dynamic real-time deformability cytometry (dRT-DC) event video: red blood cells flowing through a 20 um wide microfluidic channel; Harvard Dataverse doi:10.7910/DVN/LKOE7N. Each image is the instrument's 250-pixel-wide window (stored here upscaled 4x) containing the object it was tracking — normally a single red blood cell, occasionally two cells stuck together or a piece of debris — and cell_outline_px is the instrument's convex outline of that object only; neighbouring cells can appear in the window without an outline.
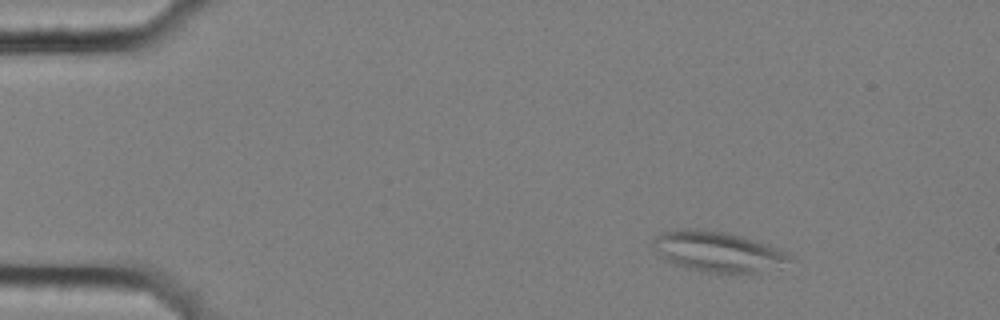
{"species": "common noctule bat (a hibernating species)", "species_latin": "Nyctalus noctula", "temperature_condition": "cold", "stored_images_in_passage": 50, "camera_frame_rate_fps": 3000, "um_per_image_px": 0.085, "animal": {"sex": "female", "body_mass_g": 25.1}, "frame": {"image": 1, "passage_image": 1, "time_ms": 0.0, "image_size_px": [1000, 320], "cell_outline_px": [[796, 260], [780, 268], [760, 272], [704, 272], [688, 268], [676, 264], [660, 256], [652, 244], [652, 240], [660, 232], [696, 228], [700, 228], [728, 232], [768, 244], [792, 256]], "centroid_in_image_um": [61.07, 21.38], "position_along_channel_um": 23.9, "area_um2": 32.19}}
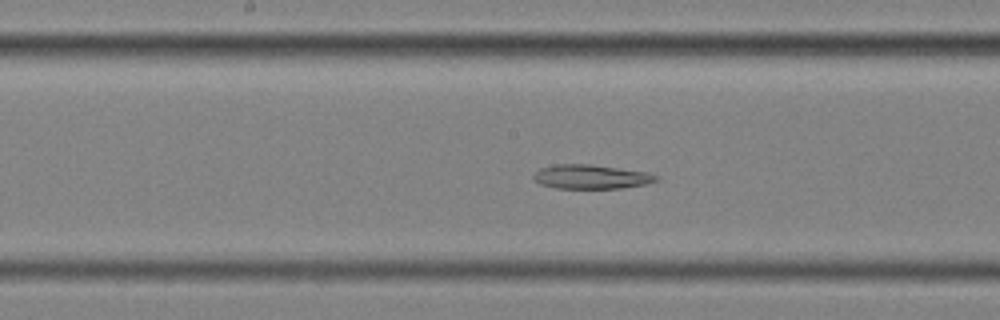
{"frame": {"image": 2, "passage_image": 23, "time_ms": 7.333, "image_size_px": [1000, 320], "cell_outline_px": [[660, 180], [644, 184], [620, 188], [556, 188], [540, 184], [532, 180], [532, 176], [540, 168], [556, 164], [592, 164], [648, 172], [660, 176]], "centroid_in_image_um": [50.24, 15.02], "position_along_channel_um": 198.0, "area_um2": 17.4}}
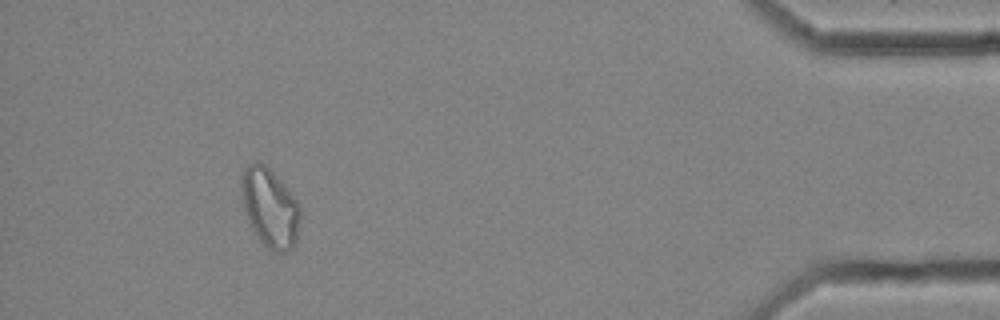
{"frame": {"image": 3, "passage_image": 46, "time_ms": 15.0, "image_size_px": [1000, 320], "cell_outline_px": [[300, 216], [296, 240], [292, 248], [284, 252], [272, 252], [256, 236], [248, 220], [240, 196], [240, 180], [244, 168], [248, 164], [256, 160], [264, 164], [284, 184], [300, 204]], "centroid_in_image_um": [22.92, 17.64], "position_along_channel_um": 412.3, "area_um2": 27.22}}